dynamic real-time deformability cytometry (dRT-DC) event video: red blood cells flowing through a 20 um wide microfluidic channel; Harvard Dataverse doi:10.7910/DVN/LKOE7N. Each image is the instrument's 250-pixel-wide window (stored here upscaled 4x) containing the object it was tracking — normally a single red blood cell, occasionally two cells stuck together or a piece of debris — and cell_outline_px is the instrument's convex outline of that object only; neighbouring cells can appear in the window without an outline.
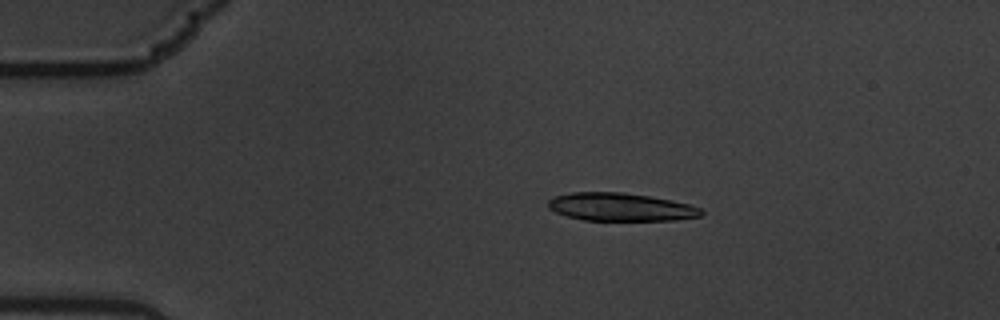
{"species": "common noctule bat (a hibernating species)", "species_latin": "Nyctalus noctula", "temperature_condition": "warm", "stored_images_in_passage": 6, "camera_frame_rate_fps": 3000, "um_per_image_px": 0.085, "animal": {"sex": "male", "body_mass_g": 19.5, "forearm_length_mm": 54.6}, "frame": {"image": 1, "passage_image": 4, "time_ms": 1.0, "image_size_px": [1000, 320], "cell_outline_px": [[704, 212], [700, 216], [676, 220], [584, 220], [568, 216], [556, 212], [548, 208], [548, 200], [552, 196], [572, 192], [624, 192], [672, 200], [688, 204], [700, 208]], "centroid_in_image_um": [52.73, 17.59], "position_along_channel_um": 32.3, "area_um2": 24.97}}